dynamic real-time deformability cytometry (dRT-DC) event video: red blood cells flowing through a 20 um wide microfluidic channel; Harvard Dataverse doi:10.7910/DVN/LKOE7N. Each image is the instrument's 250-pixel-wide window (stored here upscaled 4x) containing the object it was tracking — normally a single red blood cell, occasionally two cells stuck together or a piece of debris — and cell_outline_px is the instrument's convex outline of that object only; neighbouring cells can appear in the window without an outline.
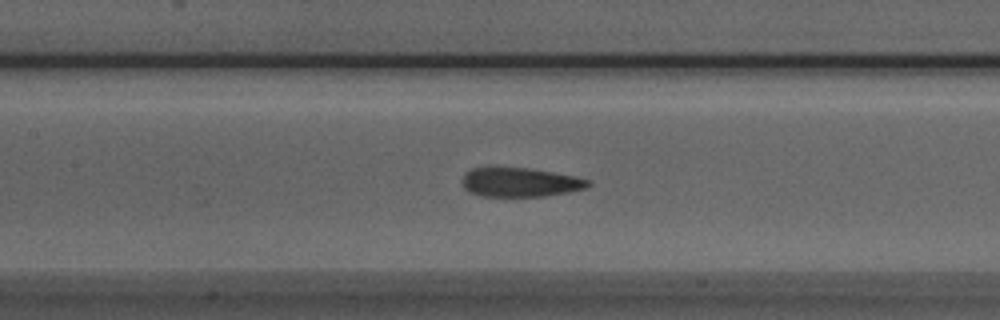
{"species": "Egyptian fruit bat (a non-hibernating species)", "species_latin": "Rousettus aegyptiacus", "temperature_condition": "room temperature", "stored_images_in_passage": 38, "camera_frame_rate_fps": 3000, "um_per_image_px": 0.085, "animal": {"sex": "male"}, "frame": {"image": 1, "passage_image": 21, "time_ms": 6.667, "image_size_px": [1000, 320], "cell_outline_px": [[592, 184], [584, 188], [568, 192], [544, 196], [480, 196], [464, 188], [464, 172], [472, 168], [488, 164], [528, 168], [552, 172], [572, 176], [588, 180]], "centroid_in_image_um": [44.12, 15.45], "position_along_channel_um": 163.3, "area_um2": 21.73}}
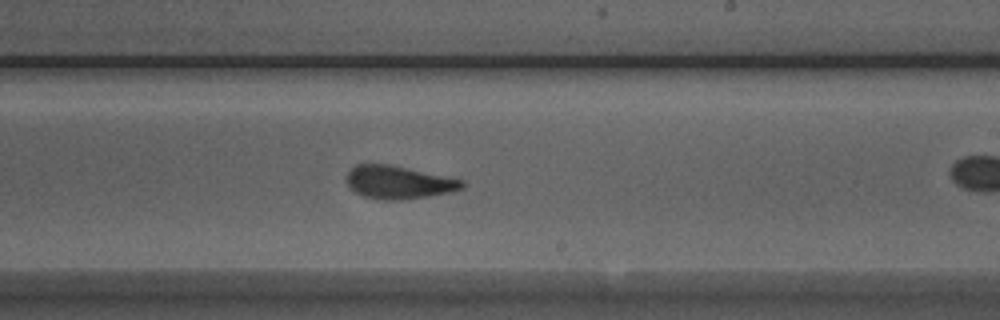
{"frame": {"image": 2, "passage_image": 28, "time_ms": 9.0, "image_size_px": [1000, 320], "cell_outline_px": [[464, 188], [452, 192], [428, 196], [400, 200], [376, 200], [364, 196], [356, 192], [344, 180], [344, 176], [356, 164], [392, 164], [464, 180]], "centroid_in_image_um": [33.87, 15.49], "position_along_channel_um": 255.1, "area_um2": 22.48}}
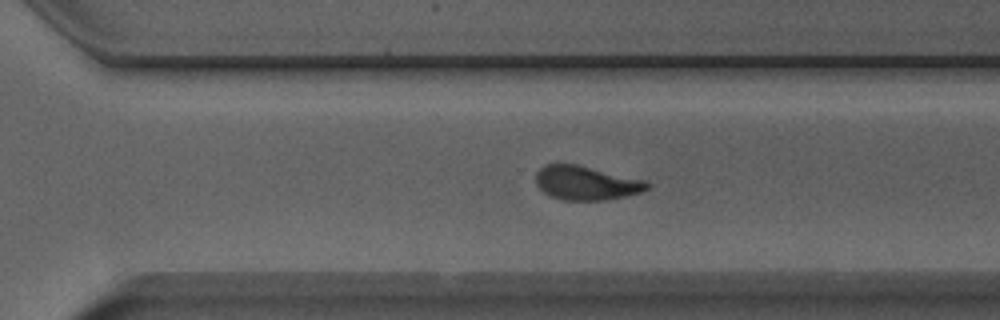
{"frame": {"image": 3, "passage_image": 33, "time_ms": 10.667, "image_size_px": [1000, 320], "cell_outline_px": [[652, 184], [648, 188], [640, 192], [624, 196], [604, 200], [564, 200], [552, 196], [544, 192], [536, 184], [536, 172], [544, 164], [576, 164], [644, 180]], "centroid_in_image_um": [49.8, 15.55], "position_along_channel_um": 320.8, "area_um2": 21.79}}